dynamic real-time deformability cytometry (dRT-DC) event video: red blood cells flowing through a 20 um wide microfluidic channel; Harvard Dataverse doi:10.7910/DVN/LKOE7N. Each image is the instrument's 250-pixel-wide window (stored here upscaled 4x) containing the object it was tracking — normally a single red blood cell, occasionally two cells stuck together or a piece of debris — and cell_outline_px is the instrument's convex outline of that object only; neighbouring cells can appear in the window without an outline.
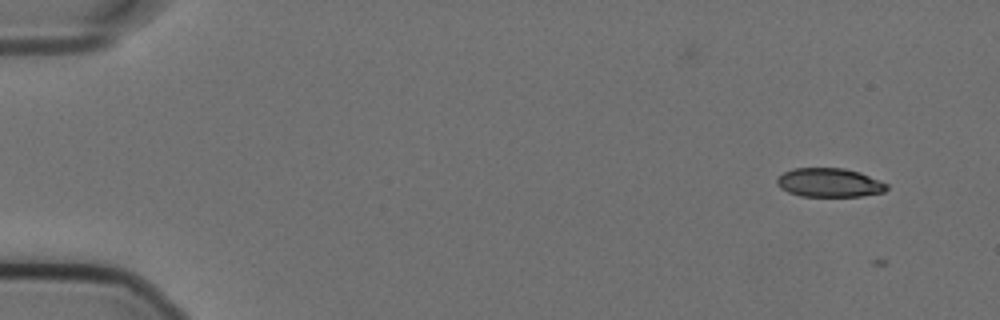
{"species": "Egyptian fruit bat (a non-hibernating species)", "species_latin": "Rousettus aegyptiacus", "temperature_condition": "cold", "stored_images_in_passage": 4, "camera_frame_rate_fps": 3000, "um_per_image_px": 0.085, "animal": {"sex": "female"}, "frame": {"image": 1, "passage_image": 2, "time_ms": 0.333, "image_size_px": [1000, 320], "cell_outline_px": [[888, 188], [884, 192], [860, 196], [800, 196], [788, 192], [780, 188], [776, 184], [776, 180], [784, 172], [792, 168], [844, 168], [860, 172], [888, 184]], "centroid_in_image_um": [70.48, 15.52], "position_along_channel_um": 14.5, "area_um2": 18.5}}